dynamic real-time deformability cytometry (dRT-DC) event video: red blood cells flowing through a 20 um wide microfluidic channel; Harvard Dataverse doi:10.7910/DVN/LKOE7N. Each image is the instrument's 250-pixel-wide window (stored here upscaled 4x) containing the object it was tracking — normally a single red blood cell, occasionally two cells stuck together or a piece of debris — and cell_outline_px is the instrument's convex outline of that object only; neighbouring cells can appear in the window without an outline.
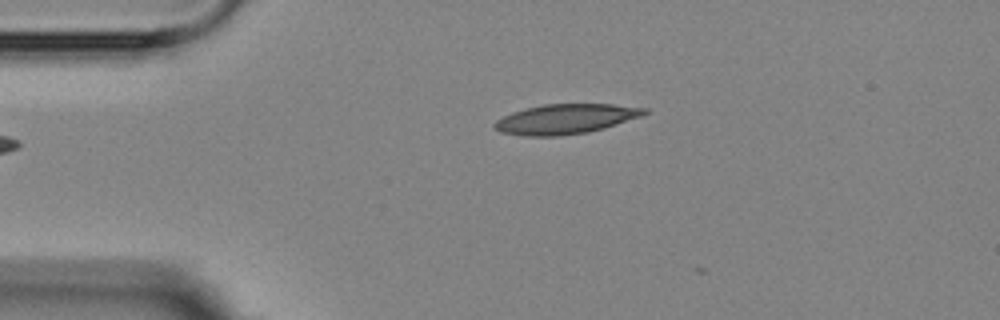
{"species": "Egyptian fruit bat (a non-hibernating species)", "species_latin": "Rousettus aegyptiacus", "temperature_condition": "room temperature", "stored_images_in_passage": 4, "camera_frame_rate_fps": 3000, "um_per_image_px": 0.085, "animal": {"sex": "female"}, "frame": {"image": 1, "passage_image": 4, "time_ms": 4.667, "image_size_px": [1000, 320], "cell_outline_px": [[648, 112], [640, 116], [604, 128], [588, 132], [560, 136], [524, 136], [500, 132], [492, 124], [496, 120], [512, 112], [524, 108], [544, 104], [612, 104], [648, 108]], "centroid_in_image_um": [48.05, 10.11], "position_along_channel_um": 36.9, "area_um2": 26.01}}